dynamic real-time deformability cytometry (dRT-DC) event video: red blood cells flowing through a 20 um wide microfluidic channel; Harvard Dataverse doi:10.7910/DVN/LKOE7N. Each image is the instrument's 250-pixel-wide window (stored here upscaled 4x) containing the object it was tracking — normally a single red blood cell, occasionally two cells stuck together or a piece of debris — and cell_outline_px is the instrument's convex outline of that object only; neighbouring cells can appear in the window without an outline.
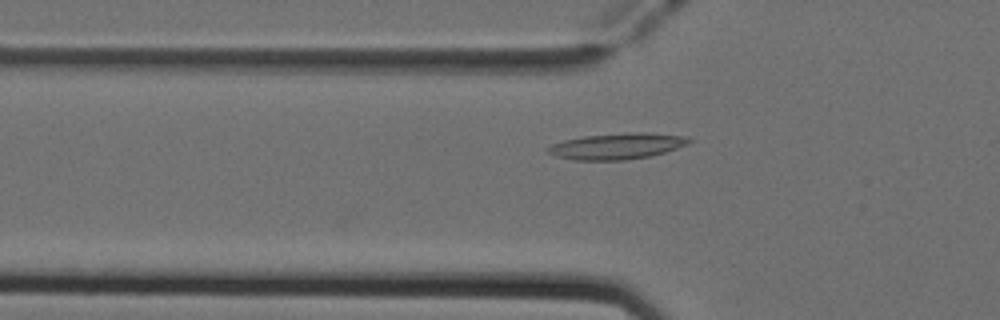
{"species": "Egyptian fruit bat (a non-hibernating species)", "species_latin": "Rousettus aegyptiacus", "temperature_condition": "cold", "stored_images_in_passage": 38, "camera_frame_rate_fps": 3000, "um_per_image_px": 0.085, "animal": {"sex": "female"}, "frame": {"image": 1, "passage_image": 8, "time_ms": 2.333, "image_size_px": [1000, 320], "cell_outline_px": [[692, 140], [688, 144], [664, 152], [648, 156], [624, 160], [572, 160], [556, 156], [548, 152], [544, 148], [552, 144], [564, 140], [584, 136], [636, 132], [688, 136]], "centroid_in_image_um": [52.41, 12.42], "position_along_channel_um": 73.4, "area_um2": 21.21}}
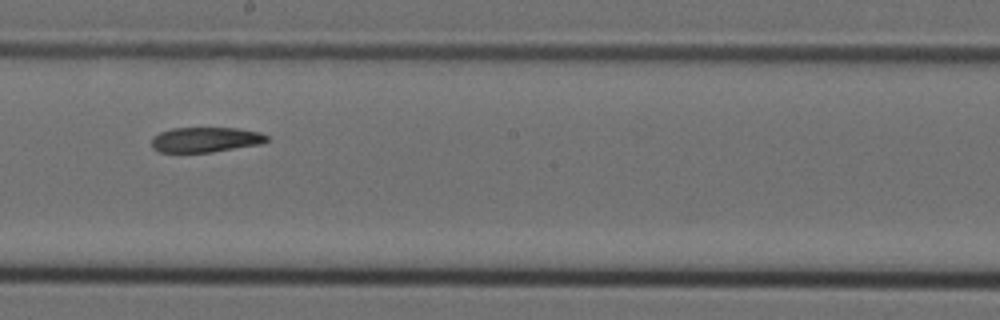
{"frame": {"image": 2, "passage_image": 20, "time_ms": 6.333, "image_size_px": [1000, 320], "cell_outline_px": [[268, 140], [260, 144], [212, 152], [160, 152], [152, 148], [152, 136], [160, 132], [172, 128], [236, 128], [260, 132], [268, 136]], "centroid_in_image_um": [17.45, 11.87], "position_along_channel_um": 230.7, "area_um2": 16.82}}
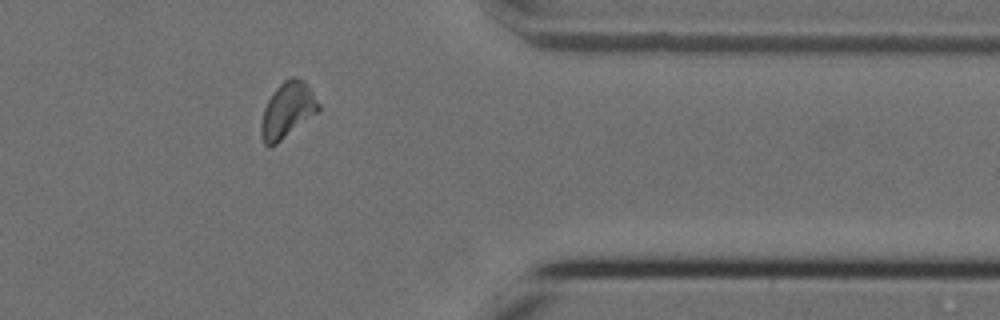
{"frame": {"image": 3, "passage_image": 33, "time_ms": 10.667, "image_size_px": [1000, 320], "cell_outline_px": [[320, 112], [276, 144], [268, 148], [264, 144], [260, 136], [260, 124], [264, 108], [268, 100], [276, 88], [284, 80], [292, 76], [304, 80], [308, 84], [320, 104]], "centroid_in_image_um": [24.45, 9.38], "position_along_channel_um": 387.0, "area_um2": 18.96}}